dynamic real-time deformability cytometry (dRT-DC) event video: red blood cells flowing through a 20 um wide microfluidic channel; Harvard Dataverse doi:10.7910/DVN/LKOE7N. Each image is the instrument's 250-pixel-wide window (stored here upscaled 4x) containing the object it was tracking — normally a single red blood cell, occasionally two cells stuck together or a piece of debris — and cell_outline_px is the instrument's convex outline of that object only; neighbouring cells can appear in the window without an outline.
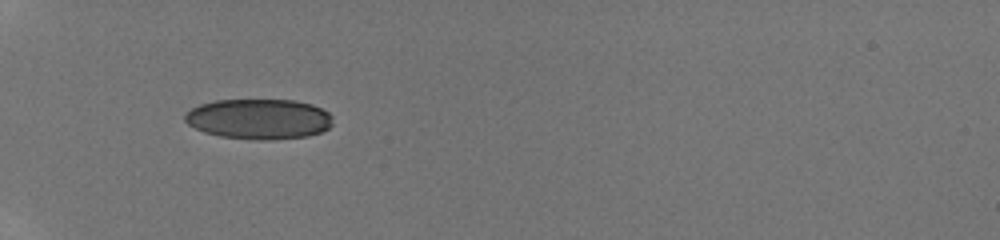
{"species": "human", "species_latin": "Homo sapiens", "temperature_condition": "room temperature", "stored_images_in_passage": 29, "camera_frame_rate_fps": 3000, "um_per_image_px": 0.085, "donor": {"sex": "male"}, "frame": {"image": 1, "passage_image": 1, "time_ms": 0.0, "image_size_px": [1000, 240], "cell_outline_px": [[332, 124], [328, 128], [320, 132], [308, 136], [268, 140], [256, 140], [220, 136], [204, 132], [188, 124], [184, 120], [184, 112], [200, 104], [216, 100], [296, 100], [312, 104], [328, 112], [332, 116]], "centroid_in_image_um": [22.0, 10.11], "position_along_channel_um": 63.0, "area_um2": 34.85}}
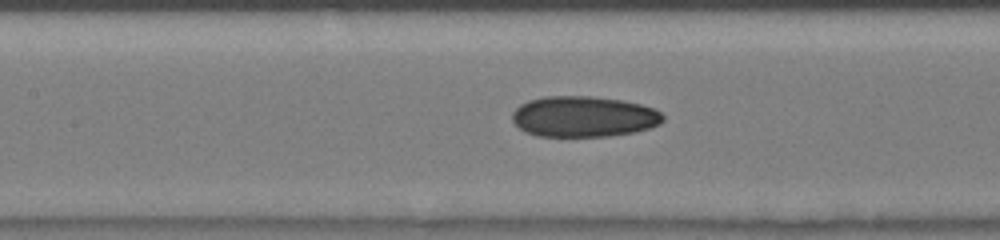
{"frame": {"image": 2, "passage_image": 13, "time_ms": 2.667, "image_size_px": [1000, 240], "cell_outline_px": [[664, 120], [660, 124], [648, 128], [632, 132], [608, 136], [536, 136], [524, 132], [512, 120], [512, 112], [520, 104], [528, 100], [544, 96], [592, 96], [624, 100], [656, 108], [664, 116]], "centroid_in_image_um": [49.61, 9.9], "position_along_channel_um": 157.8, "area_um2": 36.07}}
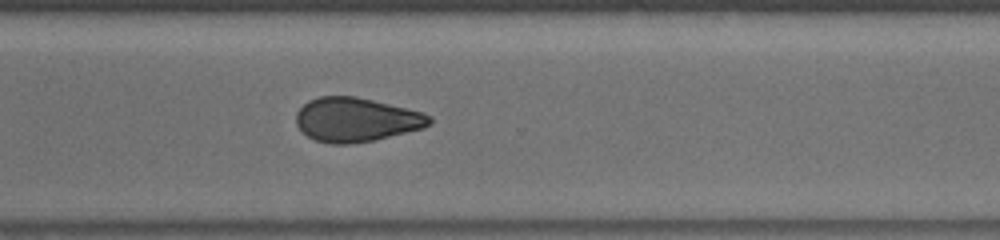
{"frame": {"image": 3, "passage_image": 29, "time_ms": 7.0, "image_size_px": [1000, 240], "cell_outline_px": [[432, 124], [424, 128], [372, 140], [348, 144], [328, 144], [316, 140], [308, 136], [296, 124], [296, 112], [308, 100], [320, 96], [356, 96], [424, 112], [432, 116]], "centroid_in_image_um": [30.29, 10.16], "position_along_channel_um": 340.3, "area_um2": 34.28}}